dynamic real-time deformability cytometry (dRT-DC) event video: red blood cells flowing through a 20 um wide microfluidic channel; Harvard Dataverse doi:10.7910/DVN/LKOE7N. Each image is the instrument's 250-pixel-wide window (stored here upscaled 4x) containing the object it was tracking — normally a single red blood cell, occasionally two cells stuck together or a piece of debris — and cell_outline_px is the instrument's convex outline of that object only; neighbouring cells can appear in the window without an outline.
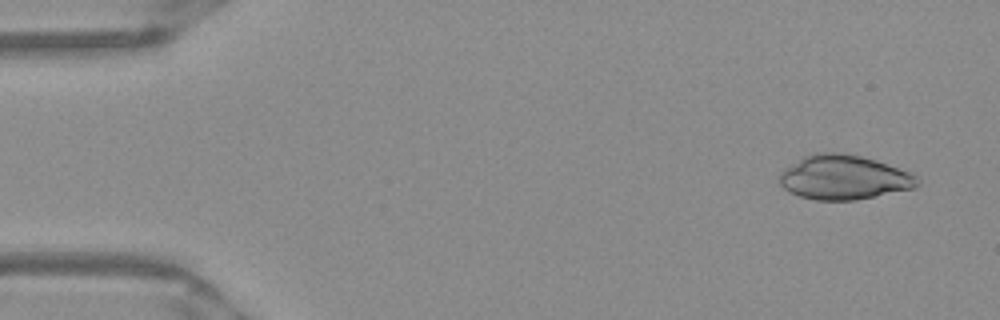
{"species": "Egyptian fruit bat (a non-hibernating species)", "species_latin": "Rousettus aegyptiacus", "temperature_condition": "warm", "stored_images_in_passage": 49, "camera_frame_rate_fps": 3000, "um_per_image_px": 0.085, "frame": {"image": 1, "passage_image": 2, "time_ms": 0.333, "image_size_px": [1000, 320], "cell_outline_px": [[920, 184], [916, 188], [856, 200], [816, 200], [800, 196], [788, 192], [780, 184], [780, 172], [804, 156], [816, 152], [844, 152], [876, 160], [912, 172], [920, 176]], "centroid_in_image_um": [71.79, 15.08], "position_along_channel_um": 13.2, "area_um2": 36.01}}